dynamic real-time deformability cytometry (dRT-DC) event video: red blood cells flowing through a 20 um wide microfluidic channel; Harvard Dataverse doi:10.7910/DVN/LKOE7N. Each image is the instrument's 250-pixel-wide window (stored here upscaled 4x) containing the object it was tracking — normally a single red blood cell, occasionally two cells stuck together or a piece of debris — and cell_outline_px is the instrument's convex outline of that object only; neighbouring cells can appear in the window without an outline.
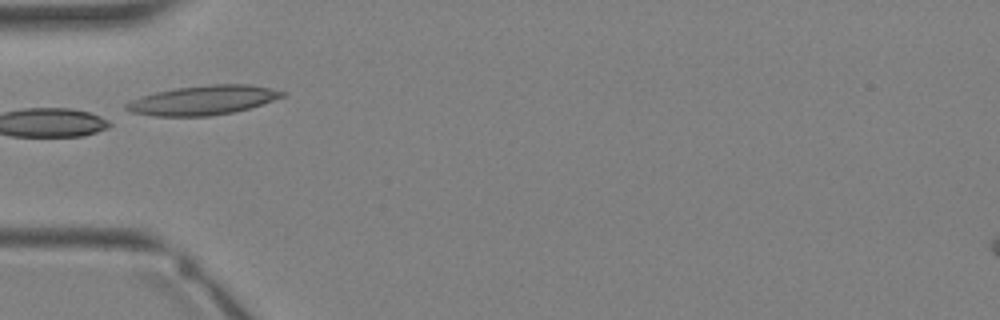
{"species": "Egyptian fruit bat (a non-hibernating species)", "species_latin": "Rousettus aegyptiacus", "temperature_condition": "warm", "stored_images_in_passage": 4, "camera_frame_rate_fps": 3000, "um_per_image_px": 0.085, "animal": {"sex": "female"}, "frame": {"image": 1, "passage_image": 4, "time_ms": 3.333, "image_size_px": [1000, 320], "cell_outline_px": [[288, 92], [284, 96], [248, 108], [232, 112], [208, 116], [156, 116], [132, 112], [124, 108], [124, 104], [132, 100], [156, 92], [176, 88], [212, 84], [248, 84]], "centroid_in_image_um": [17.25, 8.51], "position_along_channel_um": 67.8, "area_um2": 26.24}}